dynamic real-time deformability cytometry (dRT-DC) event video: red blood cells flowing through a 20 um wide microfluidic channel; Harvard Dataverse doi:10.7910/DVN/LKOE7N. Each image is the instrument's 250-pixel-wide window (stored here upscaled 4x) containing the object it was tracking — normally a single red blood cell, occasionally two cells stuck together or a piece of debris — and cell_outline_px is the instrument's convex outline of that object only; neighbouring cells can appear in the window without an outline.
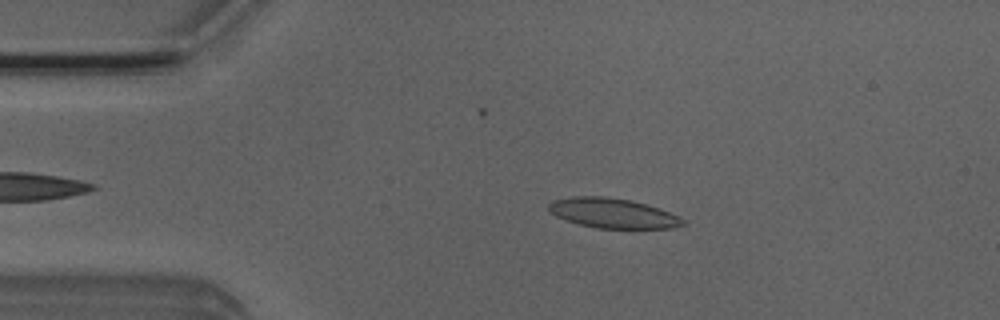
{"species": "Egyptian fruit bat (a non-hibernating species)", "species_latin": "Rousettus aegyptiacus", "temperature_condition": "room temperature", "stored_images_in_passage": 3, "camera_frame_rate_fps": 3000, "um_per_image_px": 0.085, "animal": {"sex": "male"}, "frame": {"image": 1, "passage_image": 2, "time_ms": 0.333, "image_size_px": [1000, 320], "cell_outline_px": [[688, 224], [672, 228], [596, 228], [580, 224], [556, 216], [548, 212], [548, 204], [552, 200], [572, 196], [604, 196], [632, 200], [660, 208], [680, 216]], "centroid_in_image_um": [52.1, 18.11], "position_along_channel_um": 32.9, "area_um2": 23.52}}